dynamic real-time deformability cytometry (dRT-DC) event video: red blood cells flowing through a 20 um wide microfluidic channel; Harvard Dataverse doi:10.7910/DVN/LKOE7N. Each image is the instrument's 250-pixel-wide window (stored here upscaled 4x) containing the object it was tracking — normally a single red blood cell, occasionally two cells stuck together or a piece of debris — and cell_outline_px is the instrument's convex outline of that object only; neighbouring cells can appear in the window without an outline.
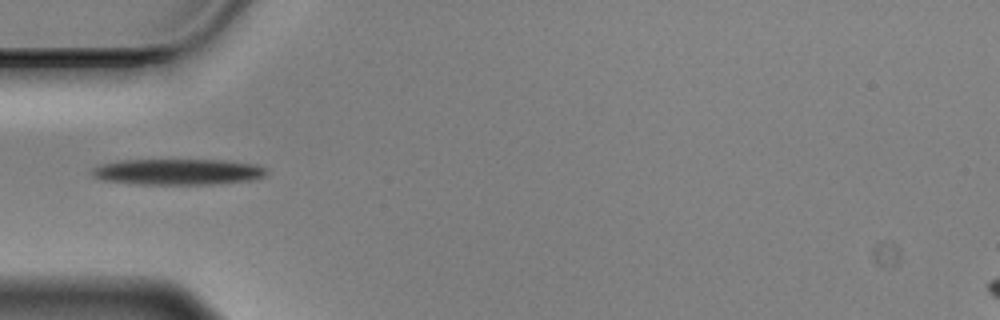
{"species": "Egyptian fruit bat (a non-hibernating species)", "species_latin": "Rousettus aegyptiacus", "temperature_condition": "cold", "stored_images_in_passage": 17, "camera_frame_rate_fps": 3000, "um_per_image_px": 0.085, "animal": {"sex": "male"}, "frame": {"image": 1, "passage_image": 1, "time_ms": 0.0, "image_size_px": [1000, 320], "cell_outline_px": [[268, 172], [264, 176], [252, 180], [208, 184], [136, 184], [104, 180], [96, 176], [92, 172], [92, 168], [100, 164], [120, 160], [220, 160], [256, 164], [264, 168]], "centroid_in_image_um": [15.12, 14.6], "position_along_channel_um": 69.9, "area_um2": 26.18}}